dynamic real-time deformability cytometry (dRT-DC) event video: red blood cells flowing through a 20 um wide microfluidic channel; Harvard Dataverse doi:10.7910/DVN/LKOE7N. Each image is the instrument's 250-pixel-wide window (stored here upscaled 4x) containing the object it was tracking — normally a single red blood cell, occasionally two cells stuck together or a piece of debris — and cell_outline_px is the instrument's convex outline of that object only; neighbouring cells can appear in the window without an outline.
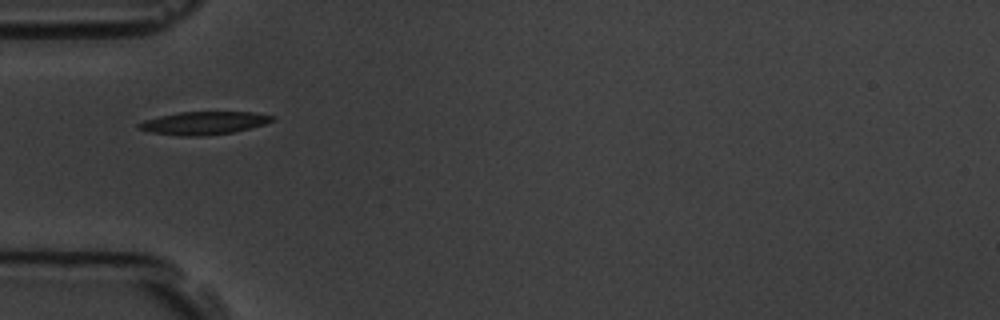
{"species": "common noctule bat (a hibernating species)", "species_latin": "Nyctalus noctula", "temperature_condition": "room temperature", "stored_images_in_passage": 40, "camera_frame_rate_fps": 3000, "um_per_image_px": 0.085, "animal": {"sex": "male", "body_mass_g": 19.5, "forearm_length_mm": 54.6}, "frame": {"image": 1, "passage_image": 1, "time_ms": 0.0, "image_size_px": [1000, 320], "cell_outline_px": [[276, 120], [264, 124], [232, 132], [204, 136], [176, 136], [152, 132], [136, 128], [136, 124], [144, 120], [160, 116], [180, 112], [252, 112], [276, 116]], "centroid_in_image_um": [17.31, 10.46], "position_along_channel_um": 67.7, "area_um2": 17.86}}
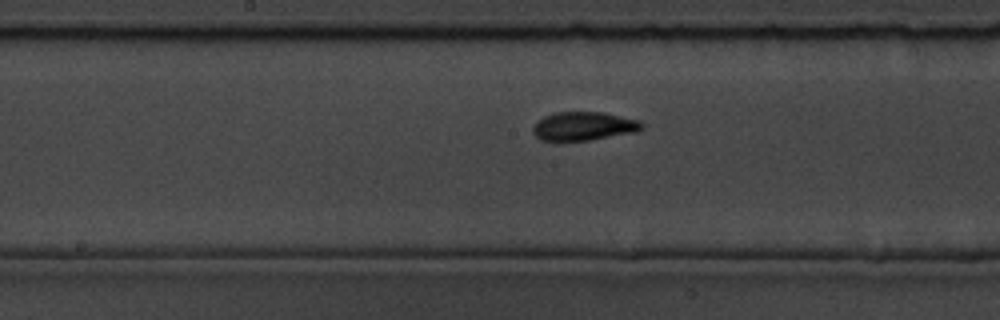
{"frame": {"image": 2, "passage_image": 12, "time_ms": 3.667, "image_size_px": [1000, 320], "cell_outline_px": [[644, 128], [636, 132], [592, 140], [540, 140], [532, 132], [532, 128], [536, 120], [544, 116], [556, 112], [604, 112], [640, 120], [644, 124]], "centroid_in_image_um": [49.63, 10.71], "position_along_channel_um": 198.6, "area_um2": 18.38}}
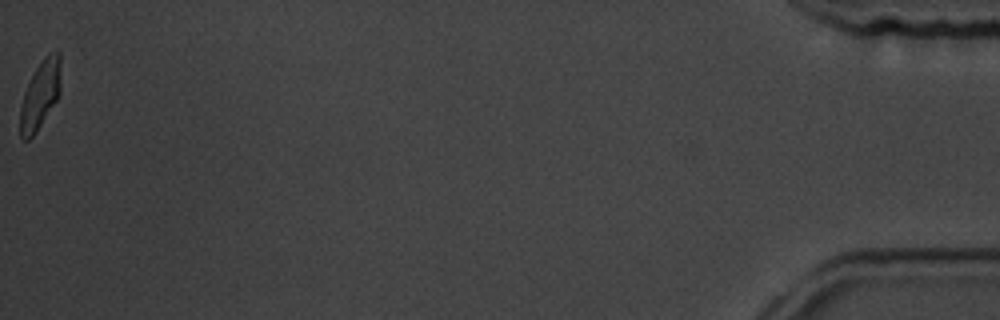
{"frame": {"image": 3, "passage_image": 40, "time_ms": 13.0, "image_size_px": [1000, 320], "cell_outline_px": [[60, 96], [36, 132], [28, 140], [24, 140], [20, 136], [20, 108], [24, 92], [36, 68], [44, 56], [48, 52], [56, 48], [60, 52]], "centroid_in_image_um": [3.44, 8.02], "position_along_channel_um": 431.8, "area_um2": 16.36}, "authors_computed_cell_mechanics": {"area_um2": 17.34, "velocity_mm_per_s": 3.5876, "shape_relaxation_time_tau1_ms": 2.1773, "shape_relaxation_time_tau2_ms": 1.4478, "deformation_change_tau1": 0.1637, "deformation_change_tau2": 0.0767}}